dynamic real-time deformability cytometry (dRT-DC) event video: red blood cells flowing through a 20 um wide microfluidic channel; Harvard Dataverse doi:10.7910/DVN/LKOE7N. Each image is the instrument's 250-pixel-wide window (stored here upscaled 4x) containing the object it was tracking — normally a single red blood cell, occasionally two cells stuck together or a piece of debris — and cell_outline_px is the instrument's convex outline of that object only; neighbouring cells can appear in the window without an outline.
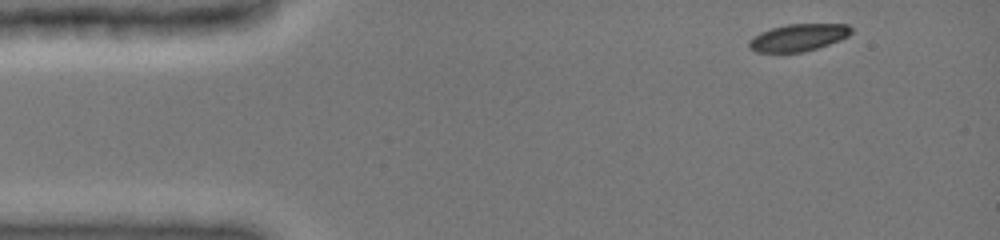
{"species": "common noctule bat (a hibernating species)", "species_latin": "Nyctalus noctula", "temperature_condition": "cold", "stored_images_in_passage": 26, "camera_frame_rate_fps": 3000, "um_per_image_px": 0.085, "animal": {"sex": "female", "body_mass_g": 19.0, "forearm_length_mm": 51.5}, "frame": {"image": 1, "passage_image": 1, "time_ms": 0.0, "image_size_px": [1000, 240], "cell_outline_px": [[852, 32], [848, 36], [840, 40], [804, 52], [756, 52], [748, 48], [748, 40], [752, 36], [760, 32], [772, 28], [788, 24], [848, 24], [852, 28]], "centroid_in_image_um": [67.82, 3.19], "position_along_channel_um": 17.2, "area_um2": 16.24}}
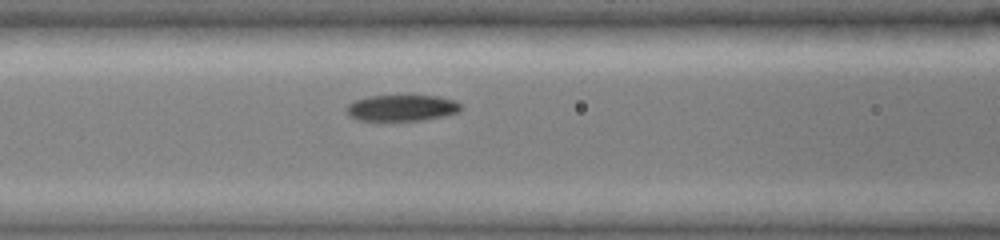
{"frame": {"image": 2, "passage_image": 17, "time_ms": 5.0, "image_size_px": [1000, 240], "cell_outline_px": [[460, 112], [444, 116], [424, 120], [380, 124], [356, 120], [348, 116], [344, 108], [348, 104], [356, 100], [368, 96], [440, 96], [456, 100], [460, 104]], "centroid_in_image_um": [34.07, 9.23], "position_along_channel_um": 132.5, "area_um2": 18.55}}
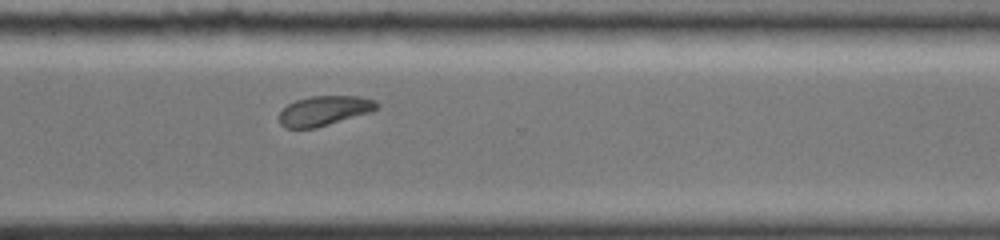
{"frame": {"image": 3, "passage_image": 26, "time_ms": 10.333, "image_size_px": [1000, 240], "cell_outline_px": [[380, 104], [372, 112], [316, 128], [284, 128], [280, 124], [280, 112], [288, 104], [296, 100], [312, 96], [360, 96], [376, 100]], "centroid_in_image_um": [27.59, 9.41], "position_along_channel_um": 343.0, "area_um2": 16.99}}